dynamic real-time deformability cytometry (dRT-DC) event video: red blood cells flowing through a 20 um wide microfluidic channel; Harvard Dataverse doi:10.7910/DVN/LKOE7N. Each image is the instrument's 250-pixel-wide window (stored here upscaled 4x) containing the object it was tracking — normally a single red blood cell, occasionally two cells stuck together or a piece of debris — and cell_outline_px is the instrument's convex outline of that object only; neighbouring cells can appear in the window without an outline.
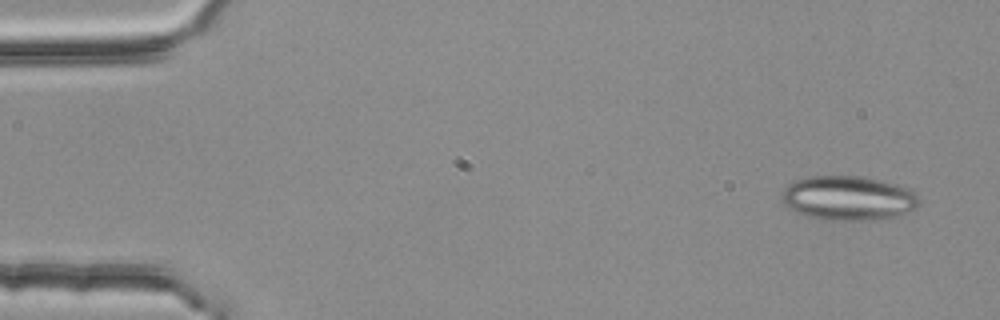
{"species": "common noctule bat (a hibernating species)", "species_latin": "Nyctalus noctula", "temperature_condition": "room temperature", "stored_images_in_passage": 52, "camera_frame_rate_fps": 3000, "um_per_image_px": 0.085, "animal": {"sex": "female", "body_mass_g": 25.1}, "frame": {"image": 1, "passage_image": 1, "time_ms": 0.0, "image_size_px": [1000, 320], "cell_outline_px": [[920, 200], [912, 208], [896, 216], [860, 220], [824, 220], [808, 216], [796, 212], [788, 208], [784, 204], [780, 196], [784, 188], [788, 184], [796, 180], [812, 176], [860, 176], [896, 184], [908, 188], [916, 192]], "centroid_in_image_um": [72.04, 16.83], "position_along_channel_um": 13.0, "area_um2": 35.2}}
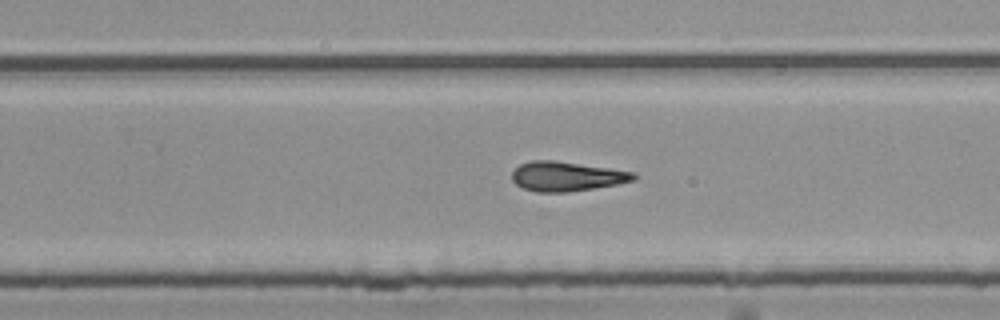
{"frame": {"image": 2, "passage_image": 32, "time_ms": 10.333, "image_size_px": [1000, 320], "cell_outline_px": [[636, 180], [616, 184], [568, 192], [536, 192], [524, 188], [516, 184], [512, 180], [512, 172], [520, 164], [532, 160], [552, 160], [636, 172]], "centroid_in_image_um": [48.15, 14.99], "position_along_channel_um": 281.6, "area_um2": 20.75}}
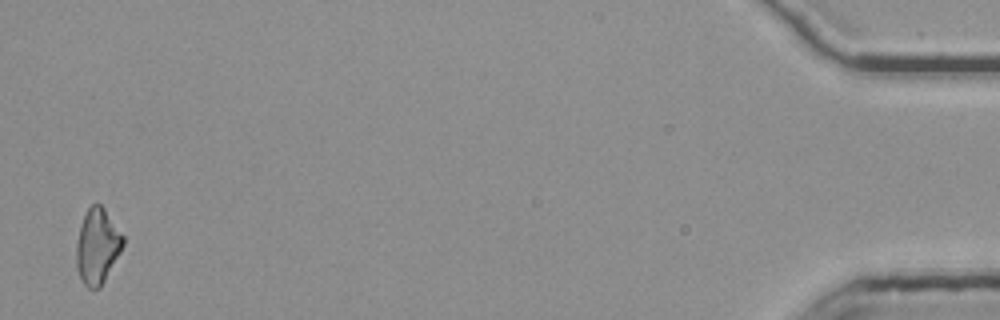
{"frame": {"image": 3, "passage_image": 51, "time_ms": 16.667, "image_size_px": [1000, 320], "cell_outline_px": [[124, 244], [120, 252], [100, 288], [88, 288], [84, 284], [76, 268], [76, 244], [80, 228], [84, 216], [88, 208], [92, 204], [100, 204], [104, 208], [124, 236]], "centroid_in_image_um": [8.27, 20.93], "position_along_channel_um": 426.9, "area_um2": 20.23}}